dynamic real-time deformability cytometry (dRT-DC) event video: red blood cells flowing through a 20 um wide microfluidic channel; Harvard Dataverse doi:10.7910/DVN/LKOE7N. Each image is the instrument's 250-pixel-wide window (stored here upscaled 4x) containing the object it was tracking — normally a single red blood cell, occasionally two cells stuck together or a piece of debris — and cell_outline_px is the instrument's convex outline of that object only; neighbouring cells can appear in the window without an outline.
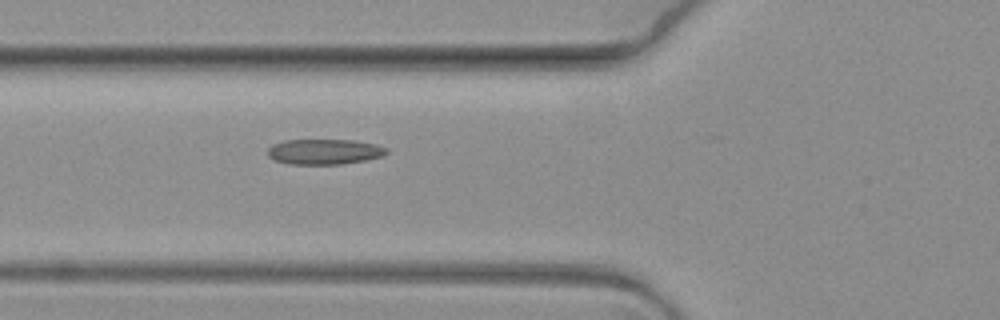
{"species": "common noctule bat (a hibernating species)", "species_latin": "Nyctalus noctula", "temperature_condition": "warm", "stored_images_in_passage": 8, "camera_frame_rate_fps": 3000, "um_per_image_px": 0.085, "animal": {"sex": "female", "body_mass_g": 19.3, "forearm_length_mm": 54.1}, "frame": {"image": 1, "passage_image": 8, "time_ms": 2.333, "image_size_px": [1000, 320], "cell_outline_px": [[388, 152], [380, 156], [364, 160], [340, 164], [288, 164], [276, 160], [268, 156], [268, 148], [272, 144], [284, 140], [352, 140], [376, 144], [388, 148]], "centroid_in_image_um": [27.55, 12.89], "position_along_channel_um": 98.3, "area_um2": 17.46}}